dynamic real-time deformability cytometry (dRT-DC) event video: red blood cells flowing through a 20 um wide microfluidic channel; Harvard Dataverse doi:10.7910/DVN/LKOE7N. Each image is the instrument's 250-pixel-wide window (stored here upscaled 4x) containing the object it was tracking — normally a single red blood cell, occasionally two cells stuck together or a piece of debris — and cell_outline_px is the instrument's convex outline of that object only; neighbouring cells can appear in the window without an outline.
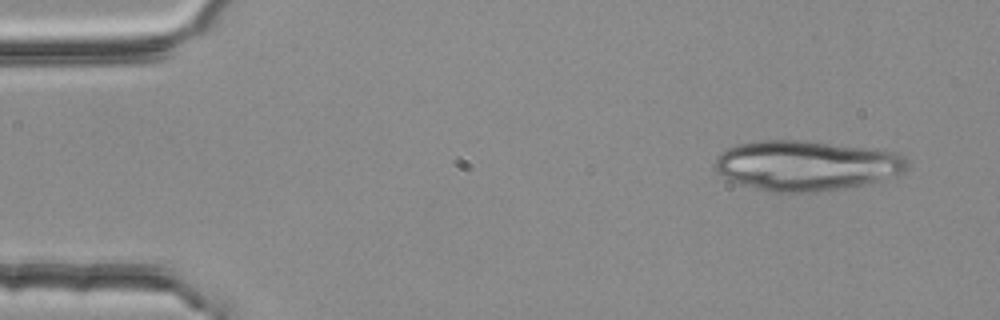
{"species": "common noctule bat (a hibernating species)", "species_latin": "Nyctalus noctula", "temperature_condition": "room temperature", "stored_images_in_passage": 3, "camera_frame_rate_fps": 3000, "um_per_image_px": 0.085, "animal": {"sex": "female", "body_mass_g": 25.1}, "frame": {"image": 1, "passage_image": 1, "time_ms": 0.0, "image_size_px": [1000, 320], "cell_outline_px": [[908, 168], [904, 172], [880, 180], [864, 184], [840, 188], [812, 192], [772, 192], [756, 188], [732, 180], [716, 172], [716, 160], [728, 148], [740, 144], [764, 140], [804, 140], [876, 148], [900, 152], [904, 156], [908, 164]], "centroid_in_image_um": [68.61, 14.05], "position_along_channel_um": 16.4, "area_um2": 55.78}}